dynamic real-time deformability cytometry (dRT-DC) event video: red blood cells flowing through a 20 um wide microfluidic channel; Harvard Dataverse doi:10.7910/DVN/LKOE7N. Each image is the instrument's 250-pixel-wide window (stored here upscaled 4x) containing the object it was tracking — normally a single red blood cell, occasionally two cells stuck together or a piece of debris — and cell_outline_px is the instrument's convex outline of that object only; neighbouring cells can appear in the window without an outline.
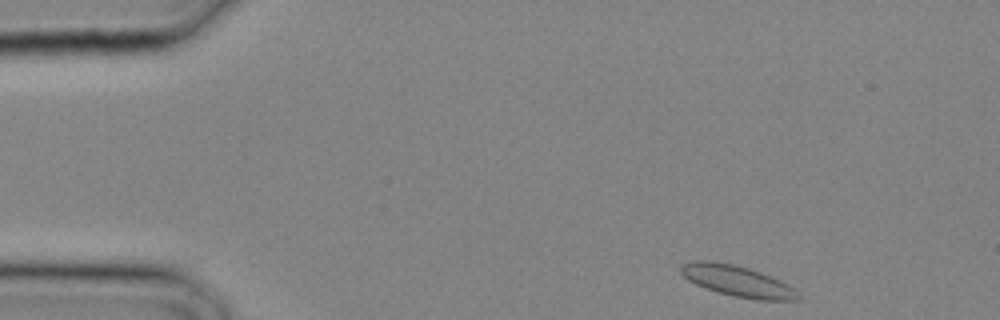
{"species": "common noctule bat (a hibernating species)", "species_latin": "Nyctalus noctula", "temperature_condition": "cold", "stored_images_in_passage": 7, "camera_frame_rate_fps": 3000, "um_per_image_px": 0.085, "animal": {"sex": "male", "body_mass_g": 20.4}, "frame": {"image": 1, "passage_image": 1, "time_ms": 0.0, "image_size_px": [1000, 320], "cell_outline_px": [[800, 296], [796, 300], [756, 300], [732, 296], [696, 284], [688, 280], [680, 272], [680, 268], [684, 264], [696, 260], [708, 260], [732, 264], [748, 268], [760, 272], [780, 280], [788, 284]], "centroid_in_image_um": [62.67, 23.89], "position_along_channel_um": 22.3, "area_um2": 20.81}}